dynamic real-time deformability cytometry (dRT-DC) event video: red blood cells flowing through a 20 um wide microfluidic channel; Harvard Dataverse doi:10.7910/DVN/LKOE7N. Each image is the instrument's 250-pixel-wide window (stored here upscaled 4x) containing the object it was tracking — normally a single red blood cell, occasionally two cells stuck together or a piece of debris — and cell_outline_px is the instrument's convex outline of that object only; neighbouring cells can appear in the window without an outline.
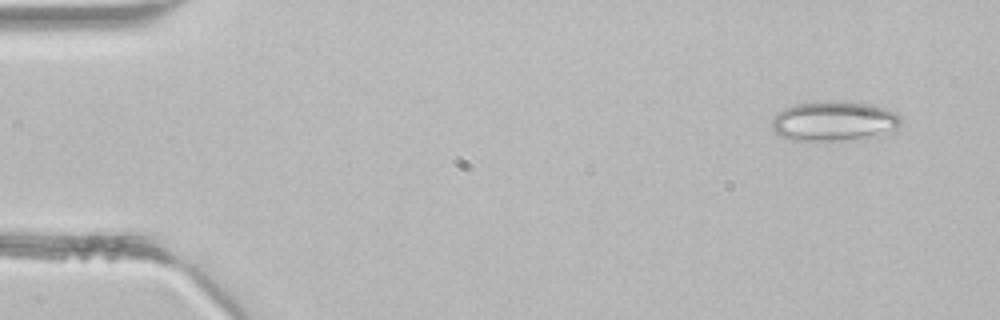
{"species": "common noctule bat (a hibernating species)", "species_latin": "Nyctalus noctula", "temperature_condition": "room temperature", "stored_images_in_passage": 3, "camera_frame_rate_fps": 3000, "um_per_image_px": 0.085, "animal": {"sex": "male", "body_mass_g": 21.5, "forearm_length_mm": 52.0}, "frame": {"image": 1, "passage_image": 1, "time_ms": 0.0, "image_size_px": [1000, 320], "cell_outline_px": [[904, 120], [896, 128], [876, 136], [864, 140], [788, 140], [776, 132], [772, 128], [772, 116], [776, 112], [784, 108], [796, 104], [872, 104], [896, 112]], "centroid_in_image_um": [70.9, 10.35], "position_along_channel_um": 14.1, "area_um2": 29.25}}